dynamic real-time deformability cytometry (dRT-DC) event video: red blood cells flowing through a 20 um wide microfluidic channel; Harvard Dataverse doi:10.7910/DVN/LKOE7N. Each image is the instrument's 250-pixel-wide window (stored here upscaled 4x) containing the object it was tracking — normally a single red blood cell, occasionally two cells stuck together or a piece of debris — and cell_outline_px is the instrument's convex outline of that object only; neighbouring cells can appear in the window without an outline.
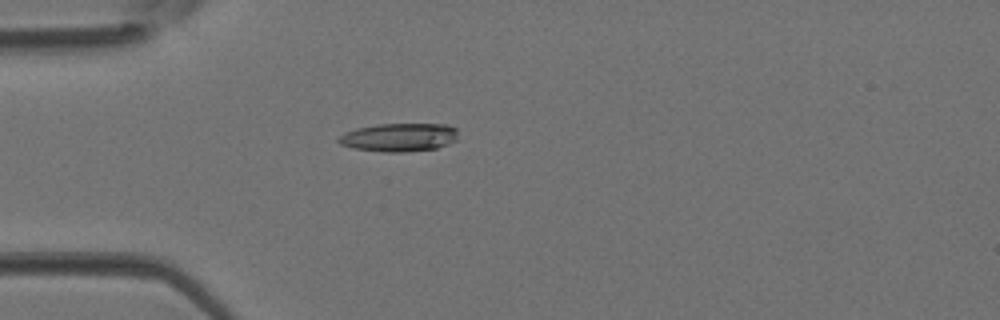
{"species": "Egyptian fruit bat (a non-hibernating species)", "species_latin": "Rousettus aegyptiacus", "temperature_condition": "room temperature", "stored_images_in_passage": 4, "camera_frame_rate_fps": 3000, "um_per_image_px": 0.085, "animal": {"sex": "female"}, "frame": {"image": 1, "passage_image": 4, "time_ms": 1.0, "image_size_px": [1000, 320], "cell_outline_px": [[456, 140], [448, 144], [436, 148], [404, 152], [384, 152], [352, 148], [340, 144], [336, 140], [344, 132], [356, 128], [376, 124], [448, 124], [456, 128]], "centroid_in_image_um": [33.89, 11.67], "position_along_channel_um": 51.1, "area_um2": 19.83}}